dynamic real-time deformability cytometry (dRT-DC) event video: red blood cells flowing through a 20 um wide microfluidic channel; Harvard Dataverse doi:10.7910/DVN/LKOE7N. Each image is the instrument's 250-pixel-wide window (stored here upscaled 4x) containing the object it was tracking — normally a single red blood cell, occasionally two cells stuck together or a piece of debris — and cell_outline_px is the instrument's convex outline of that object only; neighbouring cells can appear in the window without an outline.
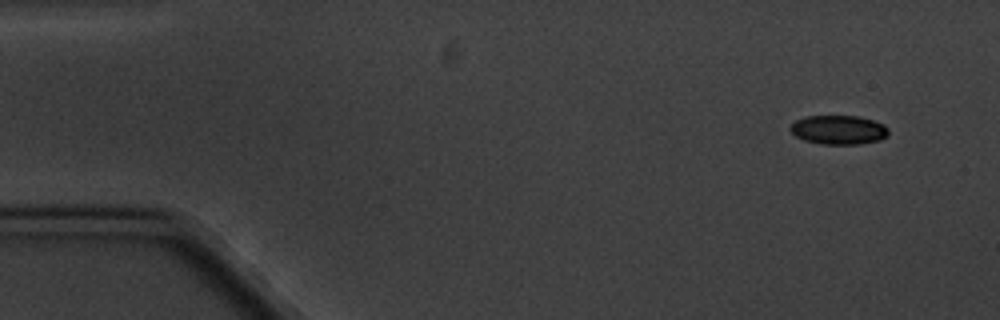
{"species": "common noctule bat (a hibernating species)", "species_latin": "Nyctalus noctula", "temperature_condition": "cold", "stored_images_in_passage": 4, "camera_frame_rate_fps": 3000, "um_per_image_px": 0.085, "animal": {"sex": "male", "body_mass_g": 20.1, "forearm_length_mm": 53.5}, "frame": {"image": 1, "passage_image": 1, "time_ms": 0.0, "image_size_px": [1000, 320], "cell_outline_px": [[888, 136], [880, 140], [860, 144], [820, 144], [804, 140], [796, 136], [788, 128], [796, 120], [804, 116], [860, 116], [884, 124], [888, 128]], "centroid_in_image_um": [71.29, 11.03], "position_along_channel_um": 13.7, "area_um2": 16.76}}